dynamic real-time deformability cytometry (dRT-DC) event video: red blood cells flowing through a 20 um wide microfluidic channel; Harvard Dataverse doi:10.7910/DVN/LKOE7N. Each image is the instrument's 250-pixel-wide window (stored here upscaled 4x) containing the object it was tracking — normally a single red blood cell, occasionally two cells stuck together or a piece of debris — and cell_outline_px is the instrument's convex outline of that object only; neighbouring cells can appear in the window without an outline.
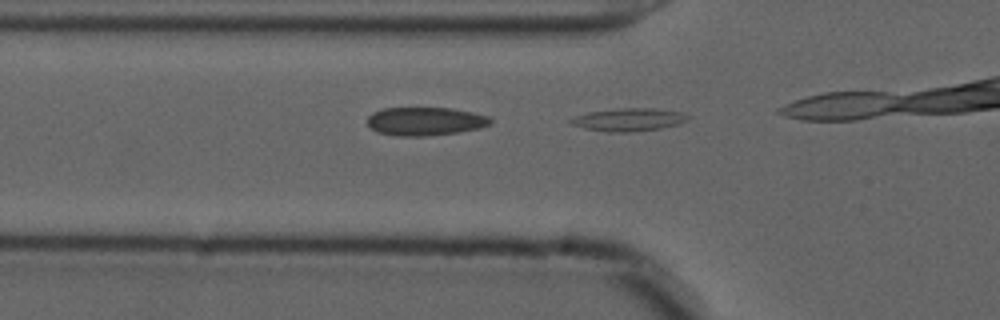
{"species": "common noctule bat (a hibernating species)", "species_latin": "Nyctalus noctula", "temperature_condition": "cold", "stored_images_in_passage": 2, "camera_frame_rate_fps": 3000, "um_per_image_px": 0.085, "animal": {"sex": "male", "forearm_length_mm": 52.5}, "frame": {"image": 1, "passage_image": 2, "time_ms": 0.333, "image_size_px": [1000, 320], "cell_outline_px": [[692, 116], [688, 120], [680, 124], [660, 128], [632, 132], [608, 132], [584, 128], [572, 124], [568, 120], [576, 116], [588, 112], [620, 108], [652, 108], [684, 112]], "centroid_in_image_um": [53.5, 10.16], "position_along_channel_um": 72.3, "area_um2": 15.72}}